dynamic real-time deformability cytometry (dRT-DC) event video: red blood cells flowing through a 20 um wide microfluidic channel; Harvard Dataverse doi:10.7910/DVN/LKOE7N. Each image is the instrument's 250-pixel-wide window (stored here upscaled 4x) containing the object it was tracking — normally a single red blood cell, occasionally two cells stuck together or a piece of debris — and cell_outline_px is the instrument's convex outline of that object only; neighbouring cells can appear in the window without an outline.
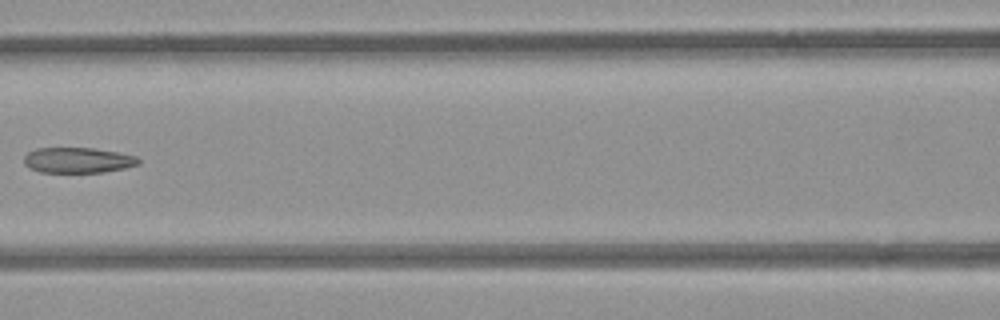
{"species": "common noctule bat (a hibernating species)", "species_latin": "Nyctalus noctula", "temperature_condition": "room temperature", "stored_images_in_passage": 4, "camera_frame_rate_fps": 3000, "um_per_image_px": 0.085, "animal": {"sex": "female", "body_mass_g": 21.9}, "frame": {"image": 1, "passage_image": 3, "time_ms": 0.667, "image_size_px": [1000, 320], "cell_outline_px": [[140, 164], [124, 168], [104, 172], [40, 172], [24, 164], [24, 156], [28, 152], [36, 148], [92, 148], [116, 152], [136, 156], [140, 160]], "centroid_in_image_um": [6.62, 13.61], "position_along_channel_um": 160.0, "area_um2": 16.88}}
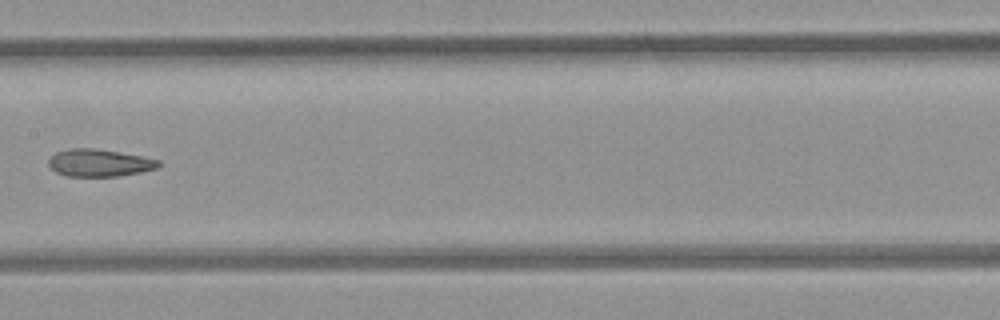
{"frame": {"image": 2, "passage_image": 4, "time_ms": 1.0, "image_size_px": [1000, 320], "cell_outline_px": [[160, 164], [156, 168], [140, 172], [120, 176], [64, 176], [56, 172], [48, 164], [48, 160], [56, 152], [72, 148], [92, 148], [144, 156], [160, 160]], "centroid_in_image_um": [8.44, 13.84], "position_along_channel_um": 199.0, "area_um2": 17.46}}